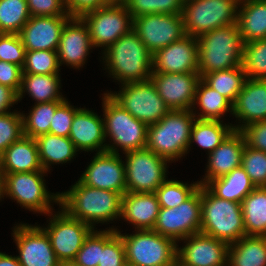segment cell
Here are the masks:
<instances>
[{
    "mask_svg": "<svg viewBox=\"0 0 266 266\" xmlns=\"http://www.w3.org/2000/svg\"><path fill=\"white\" fill-rule=\"evenodd\" d=\"M60 210L56 214H48L51 216L48 226L42 229L48 235L57 259L61 263H71L93 228L70 216L64 209Z\"/></svg>",
    "mask_w": 266,
    "mask_h": 266,
    "instance_id": "obj_13",
    "label": "cell"
},
{
    "mask_svg": "<svg viewBox=\"0 0 266 266\" xmlns=\"http://www.w3.org/2000/svg\"><path fill=\"white\" fill-rule=\"evenodd\" d=\"M245 145L243 133L233 130L218 147L207 154V173L204 179L199 181L200 185H205L208 181L220 178L240 167Z\"/></svg>",
    "mask_w": 266,
    "mask_h": 266,
    "instance_id": "obj_25",
    "label": "cell"
},
{
    "mask_svg": "<svg viewBox=\"0 0 266 266\" xmlns=\"http://www.w3.org/2000/svg\"><path fill=\"white\" fill-rule=\"evenodd\" d=\"M200 186L194 182L190 185L178 180H165L154 192L160 207L174 208L188 199Z\"/></svg>",
    "mask_w": 266,
    "mask_h": 266,
    "instance_id": "obj_40",
    "label": "cell"
},
{
    "mask_svg": "<svg viewBox=\"0 0 266 266\" xmlns=\"http://www.w3.org/2000/svg\"><path fill=\"white\" fill-rule=\"evenodd\" d=\"M125 246L127 266H177V243L153 229L135 230L121 234Z\"/></svg>",
    "mask_w": 266,
    "mask_h": 266,
    "instance_id": "obj_7",
    "label": "cell"
},
{
    "mask_svg": "<svg viewBox=\"0 0 266 266\" xmlns=\"http://www.w3.org/2000/svg\"><path fill=\"white\" fill-rule=\"evenodd\" d=\"M196 117L192 110H170L147 128L146 148L168 162L188 153L191 129Z\"/></svg>",
    "mask_w": 266,
    "mask_h": 266,
    "instance_id": "obj_4",
    "label": "cell"
},
{
    "mask_svg": "<svg viewBox=\"0 0 266 266\" xmlns=\"http://www.w3.org/2000/svg\"><path fill=\"white\" fill-rule=\"evenodd\" d=\"M236 23L244 43L266 39V0H240Z\"/></svg>",
    "mask_w": 266,
    "mask_h": 266,
    "instance_id": "obj_28",
    "label": "cell"
},
{
    "mask_svg": "<svg viewBox=\"0 0 266 266\" xmlns=\"http://www.w3.org/2000/svg\"><path fill=\"white\" fill-rule=\"evenodd\" d=\"M5 174L43 170L36 140L22 136L2 153Z\"/></svg>",
    "mask_w": 266,
    "mask_h": 266,
    "instance_id": "obj_27",
    "label": "cell"
},
{
    "mask_svg": "<svg viewBox=\"0 0 266 266\" xmlns=\"http://www.w3.org/2000/svg\"><path fill=\"white\" fill-rule=\"evenodd\" d=\"M93 158L79 180L89 187L111 190L123 196L127 190L125 164L121 156L104 151L96 153Z\"/></svg>",
    "mask_w": 266,
    "mask_h": 266,
    "instance_id": "obj_17",
    "label": "cell"
},
{
    "mask_svg": "<svg viewBox=\"0 0 266 266\" xmlns=\"http://www.w3.org/2000/svg\"><path fill=\"white\" fill-rule=\"evenodd\" d=\"M16 103H18V94L13 89L0 84V115L11 112V106Z\"/></svg>",
    "mask_w": 266,
    "mask_h": 266,
    "instance_id": "obj_53",
    "label": "cell"
},
{
    "mask_svg": "<svg viewBox=\"0 0 266 266\" xmlns=\"http://www.w3.org/2000/svg\"><path fill=\"white\" fill-rule=\"evenodd\" d=\"M160 210L155 193L126 192L122 196L121 217L135 230L153 229Z\"/></svg>",
    "mask_w": 266,
    "mask_h": 266,
    "instance_id": "obj_26",
    "label": "cell"
},
{
    "mask_svg": "<svg viewBox=\"0 0 266 266\" xmlns=\"http://www.w3.org/2000/svg\"><path fill=\"white\" fill-rule=\"evenodd\" d=\"M23 135V118L20 111L0 115V154Z\"/></svg>",
    "mask_w": 266,
    "mask_h": 266,
    "instance_id": "obj_45",
    "label": "cell"
},
{
    "mask_svg": "<svg viewBox=\"0 0 266 266\" xmlns=\"http://www.w3.org/2000/svg\"><path fill=\"white\" fill-rule=\"evenodd\" d=\"M186 245L177 247V266H227L229 244L196 233L183 239Z\"/></svg>",
    "mask_w": 266,
    "mask_h": 266,
    "instance_id": "obj_18",
    "label": "cell"
},
{
    "mask_svg": "<svg viewBox=\"0 0 266 266\" xmlns=\"http://www.w3.org/2000/svg\"><path fill=\"white\" fill-rule=\"evenodd\" d=\"M123 154L126 155L124 164L127 192L154 193L167 179L169 162L148 148Z\"/></svg>",
    "mask_w": 266,
    "mask_h": 266,
    "instance_id": "obj_11",
    "label": "cell"
},
{
    "mask_svg": "<svg viewBox=\"0 0 266 266\" xmlns=\"http://www.w3.org/2000/svg\"><path fill=\"white\" fill-rule=\"evenodd\" d=\"M31 16H70L65 0H26Z\"/></svg>",
    "mask_w": 266,
    "mask_h": 266,
    "instance_id": "obj_49",
    "label": "cell"
},
{
    "mask_svg": "<svg viewBox=\"0 0 266 266\" xmlns=\"http://www.w3.org/2000/svg\"><path fill=\"white\" fill-rule=\"evenodd\" d=\"M232 115L240 121L239 125L233 126L234 130H241L247 124L266 120L265 79L247 78L233 104Z\"/></svg>",
    "mask_w": 266,
    "mask_h": 266,
    "instance_id": "obj_24",
    "label": "cell"
},
{
    "mask_svg": "<svg viewBox=\"0 0 266 266\" xmlns=\"http://www.w3.org/2000/svg\"><path fill=\"white\" fill-rule=\"evenodd\" d=\"M86 23L93 47L105 51L133 29V18L124 4L105 5L81 16Z\"/></svg>",
    "mask_w": 266,
    "mask_h": 266,
    "instance_id": "obj_12",
    "label": "cell"
},
{
    "mask_svg": "<svg viewBox=\"0 0 266 266\" xmlns=\"http://www.w3.org/2000/svg\"><path fill=\"white\" fill-rule=\"evenodd\" d=\"M241 166L256 187H266V152L245 145Z\"/></svg>",
    "mask_w": 266,
    "mask_h": 266,
    "instance_id": "obj_44",
    "label": "cell"
},
{
    "mask_svg": "<svg viewBox=\"0 0 266 266\" xmlns=\"http://www.w3.org/2000/svg\"><path fill=\"white\" fill-rule=\"evenodd\" d=\"M241 66L247 78L266 80V39L244 43Z\"/></svg>",
    "mask_w": 266,
    "mask_h": 266,
    "instance_id": "obj_39",
    "label": "cell"
},
{
    "mask_svg": "<svg viewBox=\"0 0 266 266\" xmlns=\"http://www.w3.org/2000/svg\"><path fill=\"white\" fill-rule=\"evenodd\" d=\"M197 42L200 77L242 65L244 42L237 23L206 32Z\"/></svg>",
    "mask_w": 266,
    "mask_h": 266,
    "instance_id": "obj_3",
    "label": "cell"
},
{
    "mask_svg": "<svg viewBox=\"0 0 266 266\" xmlns=\"http://www.w3.org/2000/svg\"><path fill=\"white\" fill-rule=\"evenodd\" d=\"M121 86L119 92L110 91L108 94L134 118L147 126L156 124L170 111L151 79Z\"/></svg>",
    "mask_w": 266,
    "mask_h": 266,
    "instance_id": "obj_10",
    "label": "cell"
},
{
    "mask_svg": "<svg viewBox=\"0 0 266 266\" xmlns=\"http://www.w3.org/2000/svg\"><path fill=\"white\" fill-rule=\"evenodd\" d=\"M102 54L105 69L121 84L147 81L153 73L152 53L133 29Z\"/></svg>",
    "mask_w": 266,
    "mask_h": 266,
    "instance_id": "obj_2",
    "label": "cell"
},
{
    "mask_svg": "<svg viewBox=\"0 0 266 266\" xmlns=\"http://www.w3.org/2000/svg\"><path fill=\"white\" fill-rule=\"evenodd\" d=\"M132 18L148 14H182L184 0H125Z\"/></svg>",
    "mask_w": 266,
    "mask_h": 266,
    "instance_id": "obj_41",
    "label": "cell"
},
{
    "mask_svg": "<svg viewBox=\"0 0 266 266\" xmlns=\"http://www.w3.org/2000/svg\"><path fill=\"white\" fill-rule=\"evenodd\" d=\"M69 139L79 151H106L104 119L85 107L75 112Z\"/></svg>",
    "mask_w": 266,
    "mask_h": 266,
    "instance_id": "obj_23",
    "label": "cell"
},
{
    "mask_svg": "<svg viewBox=\"0 0 266 266\" xmlns=\"http://www.w3.org/2000/svg\"><path fill=\"white\" fill-rule=\"evenodd\" d=\"M44 174H47L45 170L6 174L0 200L5 195L22 205V208L48 215L53 210L52 202L60 204V193L47 190Z\"/></svg>",
    "mask_w": 266,
    "mask_h": 266,
    "instance_id": "obj_9",
    "label": "cell"
},
{
    "mask_svg": "<svg viewBox=\"0 0 266 266\" xmlns=\"http://www.w3.org/2000/svg\"><path fill=\"white\" fill-rule=\"evenodd\" d=\"M65 5L71 17H81L89 11L105 6L102 0H65Z\"/></svg>",
    "mask_w": 266,
    "mask_h": 266,
    "instance_id": "obj_52",
    "label": "cell"
},
{
    "mask_svg": "<svg viewBox=\"0 0 266 266\" xmlns=\"http://www.w3.org/2000/svg\"><path fill=\"white\" fill-rule=\"evenodd\" d=\"M102 251V231L93 229L72 263L75 266H98Z\"/></svg>",
    "mask_w": 266,
    "mask_h": 266,
    "instance_id": "obj_46",
    "label": "cell"
},
{
    "mask_svg": "<svg viewBox=\"0 0 266 266\" xmlns=\"http://www.w3.org/2000/svg\"><path fill=\"white\" fill-rule=\"evenodd\" d=\"M22 67L0 60V84L13 89L17 94L21 88Z\"/></svg>",
    "mask_w": 266,
    "mask_h": 266,
    "instance_id": "obj_51",
    "label": "cell"
},
{
    "mask_svg": "<svg viewBox=\"0 0 266 266\" xmlns=\"http://www.w3.org/2000/svg\"><path fill=\"white\" fill-rule=\"evenodd\" d=\"M246 236H266V187H256L241 202Z\"/></svg>",
    "mask_w": 266,
    "mask_h": 266,
    "instance_id": "obj_34",
    "label": "cell"
},
{
    "mask_svg": "<svg viewBox=\"0 0 266 266\" xmlns=\"http://www.w3.org/2000/svg\"><path fill=\"white\" fill-rule=\"evenodd\" d=\"M30 17L26 0H0V33L19 34Z\"/></svg>",
    "mask_w": 266,
    "mask_h": 266,
    "instance_id": "obj_38",
    "label": "cell"
},
{
    "mask_svg": "<svg viewBox=\"0 0 266 266\" xmlns=\"http://www.w3.org/2000/svg\"><path fill=\"white\" fill-rule=\"evenodd\" d=\"M79 108L70 105L66 99L55 111L53 119L50 123L49 133L57 136L69 137L71 124L75 116V112Z\"/></svg>",
    "mask_w": 266,
    "mask_h": 266,
    "instance_id": "obj_48",
    "label": "cell"
},
{
    "mask_svg": "<svg viewBox=\"0 0 266 266\" xmlns=\"http://www.w3.org/2000/svg\"><path fill=\"white\" fill-rule=\"evenodd\" d=\"M59 68L57 51L35 50L25 52V62L22 67L23 73L59 74Z\"/></svg>",
    "mask_w": 266,
    "mask_h": 266,
    "instance_id": "obj_43",
    "label": "cell"
},
{
    "mask_svg": "<svg viewBox=\"0 0 266 266\" xmlns=\"http://www.w3.org/2000/svg\"><path fill=\"white\" fill-rule=\"evenodd\" d=\"M0 266H21L16 256L0 252Z\"/></svg>",
    "mask_w": 266,
    "mask_h": 266,
    "instance_id": "obj_54",
    "label": "cell"
},
{
    "mask_svg": "<svg viewBox=\"0 0 266 266\" xmlns=\"http://www.w3.org/2000/svg\"><path fill=\"white\" fill-rule=\"evenodd\" d=\"M71 16H31L19 36L26 51H57L65 23Z\"/></svg>",
    "mask_w": 266,
    "mask_h": 266,
    "instance_id": "obj_22",
    "label": "cell"
},
{
    "mask_svg": "<svg viewBox=\"0 0 266 266\" xmlns=\"http://www.w3.org/2000/svg\"><path fill=\"white\" fill-rule=\"evenodd\" d=\"M63 102L64 101L35 103L31 108L32 110H30L27 115L22 112L24 136L36 139L38 136L49 133L53 115Z\"/></svg>",
    "mask_w": 266,
    "mask_h": 266,
    "instance_id": "obj_37",
    "label": "cell"
},
{
    "mask_svg": "<svg viewBox=\"0 0 266 266\" xmlns=\"http://www.w3.org/2000/svg\"><path fill=\"white\" fill-rule=\"evenodd\" d=\"M227 266H266V236H244L229 244Z\"/></svg>",
    "mask_w": 266,
    "mask_h": 266,
    "instance_id": "obj_31",
    "label": "cell"
},
{
    "mask_svg": "<svg viewBox=\"0 0 266 266\" xmlns=\"http://www.w3.org/2000/svg\"><path fill=\"white\" fill-rule=\"evenodd\" d=\"M5 177H6V174H5L4 167H3L2 154H0V197L4 189Z\"/></svg>",
    "mask_w": 266,
    "mask_h": 266,
    "instance_id": "obj_55",
    "label": "cell"
},
{
    "mask_svg": "<svg viewBox=\"0 0 266 266\" xmlns=\"http://www.w3.org/2000/svg\"><path fill=\"white\" fill-rule=\"evenodd\" d=\"M121 206L120 193L89 187L79 179L68 191L60 193L59 207L93 229L96 223L121 218Z\"/></svg>",
    "mask_w": 266,
    "mask_h": 266,
    "instance_id": "obj_1",
    "label": "cell"
},
{
    "mask_svg": "<svg viewBox=\"0 0 266 266\" xmlns=\"http://www.w3.org/2000/svg\"><path fill=\"white\" fill-rule=\"evenodd\" d=\"M105 5H121L125 3V0H102Z\"/></svg>",
    "mask_w": 266,
    "mask_h": 266,
    "instance_id": "obj_56",
    "label": "cell"
},
{
    "mask_svg": "<svg viewBox=\"0 0 266 266\" xmlns=\"http://www.w3.org/2000/svg\"><path fill=\"white\" fill-rule=\"evenodd\" d=\"M98 266H127L125 246L114 227L102 231V251Z\"/></svg>",
    "mask_w": 266,
    "mask_h": 266,
    "instance_id": "obj_42",
    "label": "cell"
},
{
    "mask_svg": "<svg viewBox=\"0 0 266 266\" xmlns=\"http://www.w3.org/2000/svg\"><path fill=\"white\" fill-rule=\"evenodd\" d=\"M61 80L59 74H30L22 73L21 88L18 92V101L28 93L36 102L65 101L60 93ZM26 92V93H25Z\"/></svg>",
    "mask_w": 266,
    "mask_h": 266,
    "instance_id": "obj_30",
    "label": "cell"
},
{
    "mask_svg": "<svg viewBox=\"0 0 266 266\" xmlns=\"http://www.w3.org/2000/svg\"><path fill=\"white\" fill-rule=\"evenodd\" d=\"M25 47L19 34L0 33V60L23 67Z\"/></svg>",
    "mask_w": 266,
    "mask_h": 266,
    "instance_id": "obj_47",
    "label": "cell"
},
{
    "mask_svg": "<svg viewBox=\"0 0 266 266\" xmlns=\"http://www.w3.org/2000/svg\"><path fill=\"white\" fill-rule=\"evenodd\" d=\"M35 140L38 145L41 166L46 172L50 171L52 164L71 161L78 152L69 137L47 133L38 136Z\"/></svg>",
    "mask_w": 266,
    "mask_h": 266,
    "instance_id": "obj_32",
    "label": "cell"
},
{
    "mask_svg": "<svg viewBox=\"0 0 266 266\" xmlns=\"http://www.w3.org/2000/svg\"><path fill=\"white\" fill-rule=\"evenodd\" d=\"M13 239L19 255L16 256L21 266H60L49 237L38 226L19 223L13 227Z\"/></svg>",
    "mask_w": 266,
    "mask_h": 266,
    "instance_id": "obj_16",
    "label": "cell"
},
{
    "mask_svg": "<svg viewBox=\"0 0 266 266\" xmlns=\"http://www.w3.org/2000/svg\"><path fill=\"white\" fill-rule=\"evenodd\" d=\"M102 100L105 139L109 137L112 143L106 144V151L120 154V148L124 153L146 148L148 126L134 118L108 93H104Z\"/></svg>",
    "mask_w": 266,
    "mask_h": 266,
    "instance_id": "obj_6",
    "label": "cell"
},
{
    "mask_svg": "<svg viewBox=\"0 0 266 266\" xmlns=\"http://www.w3.org/2000/svg\"><path fill=\"white\" fill-rule=\"evenodd\" d=\"M204 186L216 197L238 203L256 188L242 166Z\"/></svg>",
    "mask_w": 266,
    "mask_h": 266,
    "instance_id": "obj_29",
    "label": "cell"
},
{
    "mask_svg": "<svg viewBox=\"0 0 266 266\" xmlns=\"http://www.w3.org/2000/svg\"><path fill=\"white\" fill-rule=\"evenodd\" d=\"M201 227V185L179 206L160 207L155 232L171 238L176 243L193 234L200 233Z\"/></svg>",
    "mask_w": 266,
    "mask_h": 266,
    "instance_id": "obj_14",
    "label": "cell"
},
{
    "mask_svg": "<svg viewBox=\"0 0 266 266\" xmlns=\"http://www.w3.org/2000/svg\"><path fill=\"white\" fill-rule=\"evenodd\" d=\"M92 48L94 47L84 20L81 17H71L65 23L57 49L60 67L66 64L79 70L87 61V55L89 56Z\"/></svg>",
    "mask_w": 266,
    "mask_h": 266,
    "instance_id": "obj_21",
    "label": "cell"
},
{
    "mask_svg": "<svg viewBox=\"0 0 266 266\" xmlns=\"http://www.w3.org/2000/svg\"><path fill=\"white\" fill-rule=\"evenodd\" d=\"M133 30L152 54L186 35L182 14H148L135 17Z\"/></svg>",
    "mask_w": 266,
    "mask_h": 266,
    "instance_id": "obj_15",
    "label": "cell"
},
{
    "mask_svg": "<svg viewBox=\"0 0 266 266\" xmlns=\"http://www.w3.org/2000/svg\"><path fill=\"white\" fill-rule=\"evenodd\" d=\"M150 79L170 110H195V93L201 79L198 72L152 73Z\"/></svg>",
    "mask_w": 266,
    "mask_h": 266,
    "instance_id": "obj_19",
    "label": "cell"
},
{
    "mask_svg": "<svg viewBox=\"0 0 266 266\" xmlns=\"http://www.w3.org/2000/svg\"><path fill=\"white\" fill-rule=\"evenodd\" d=\"M199 106L200 113L192 110L198 120L221 121V117L230 112L232 114L233 104L218 91L208 86L202 79L199 80L195 93V105ZM197 114V115H196Z\"/></svg>",
    "mask_w": 266,
    "mask_h": 266,
    "instance_id": "obj_33",
    "label": "cell"
},
{
    "mask_svg": "<svg viewBox=\"0 0 266 266\" xmlns=\"http://www.w3.org/2000/svg\"><path fill=\"white\" fill-rule=\"evenodd\" d=\"M201 79L234 104L247 80V75L242 66H238L204 74Z\"/></svg>",
    "mask_w": 266,
    "mask_h": 266,
    "instance_id": "obj_36",
    "label": "cell"
},
{
    "mask_svg": "<svg viewBox=\"0 0 266 266\" xmlns=\"http://www.w3.org/2000/svg\"><path fill=\"white\" fill-rule=\"evenodd\" d=\"M240 0H187L183 7L186 35L199 37L211 30L237 22Z\"/></svg>",
    "mask_w": 266,
    "mask_h": 266,
    "instance_id": "obj_8",
    "label": "cell"
},
{
    "mask_svg": "<svg viewBox=\"0 0 266 266\" xmlns=\"http://www.w3.org/2000/svg\"><path fill=\"white\" fill-rule=\"evenodd\" d=\"M60 266H75V265L71 262V263H61Z\"/></svg>",
    "mask_w": 266,
    "mask_h": 266,
    "instance_id": "obj_57",
    "label": "cell"
},
{
    "mask_svg": "<svg viewBox=\"0 0 266 266\" xmlns=\"http://www.w3.org/2000/svg\"><path fill=\"white\" fill-rule=\"evenodd\" d=\"M240 131L247 146L266 152V120L247 124Z\"/></svg>",
    "mask_w": 266,
    "mask_h": 266,
    "instance_id": "obj_50",
    "label": "cell"
},
{
    "mask_svg": "<svg viewBox=\"0 0 266 266\" xmlns=\"http://www.w3.org/2000/svg\"><path fill=\"white\" fill-rule=\"evenodd\" d=\"M235 124H223L222 121L198 120L192 125L189 148L196 142L198 146L206 149L208 154L218 147L234 130Z\"/></svg>",
    "mask_w": 266,
    "mask_h": 266,
    "instance_id": "obj_35",
    "label": "cell"
},
{
    "mask_svg": "<svg viewBox=\"0 0 266 266\" xmlns=\"http://www.w3.org/2000/svg\"><path fill=\"white\" fill-rule=\"evenodd\" d=\"M200 232L227 244L246 236L241 203L220 199L201 185Z\"/></svg>",
    "mask_w": 266,
    "mask_h": 266,
    "instance_id": "obj_5",
    "label": "cell"
},
{
    "mask_svg": "<svg viewBox=\"0 0 266 266\" xmlns=\"http://www.w3.org/2000/svg\"><path fill=\"white\" fill-rule=\"evenodd\" d=\"M153 73L198 72L197 37L185 35L180 40L152 54Z\"/></svg>",
    "mask_w": 266,
    "mask_h": 266,
    "instance_id": "obj_20",
    "label": "cell"
}]
</instances>
